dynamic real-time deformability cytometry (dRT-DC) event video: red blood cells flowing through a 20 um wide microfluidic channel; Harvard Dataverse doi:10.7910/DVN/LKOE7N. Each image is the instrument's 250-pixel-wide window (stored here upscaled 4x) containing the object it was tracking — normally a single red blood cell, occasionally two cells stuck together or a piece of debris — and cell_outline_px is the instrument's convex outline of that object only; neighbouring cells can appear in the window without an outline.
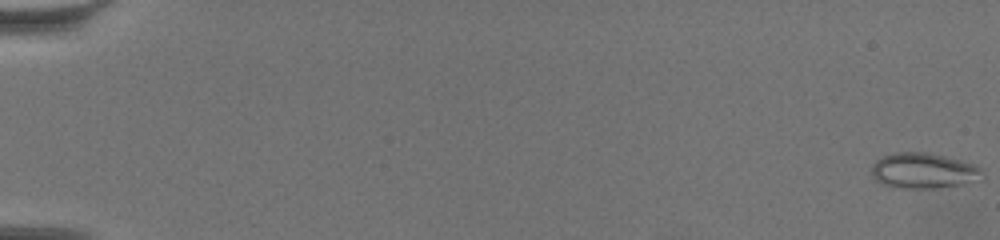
{"species": "common noctule bat (a hibernating species)", "species_latin": "Nyctalus noctula", "temperature_condition": "warm", "stored_images_in_passage": 64, "camera_frame_rate_fps": 3000, "um_per_image_px": 0.085, "animal": {"sex": "female", "body_mass_g": 19.5, "forearm_length_mm": 54.1}, "frame": {"image": 1, "passage_image": 1, "time_ms": 0.0, "image_size_px": [1000, 240], "cell_outline_px": [[984, 180], [960, 184], [932, 188], [892, 188], [876, 180], [872, 176], [872, 164], [876, 160], [884, 156], [896, 152], [924, 152], [944, 156], [976, 164], [980, 168]], "centroid_in_image_um": [78.5, 14.51], "position_along_channel_um": 6.5, "area_um2": 22.95}}
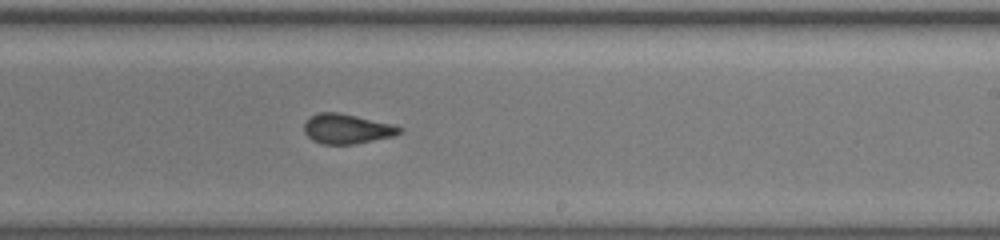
{"frame": {"image": 2, "passage_image": 41, "time_ms": 13.333, "image_size_px": [1000, 240], "cell_outline_px": [[404, 132], [392, 136], [356, 144], [320, 144], [312, 140], [304, 132], [304, 124], [312, 116], [320, 112], [340, 112], [392, 124], [404, 128]], "centroid_in_image_um": [29.51, 10.95], "position_along_channel_um": 259.5, "area_um2": 16.59}}
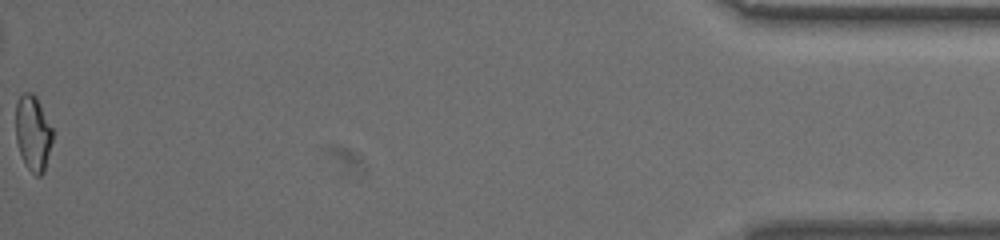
{"frame": {"image": 3, "passage_image": 64, "time_ms": 21.0, "image_size_px": [1000, 240], "cell_outline_px": [[52, 140], [44, 172], [40, 176], [36, 176], [24, 164], [16, 140], [16, 104], [20, 96], [24, 92], [32, 92], [36, 96], [52, 128]], "centroid_in_image_um": [2.79, 11.31], "position_along_channel_um": 432.4, "area_um2": 16.07}, "authors_computed_cell_mechanics": {"area_um2": 16.6464, "velocity_mm_per_s": 3.4198, "shape_relaxation_time_tau1_ms": null, "shape_relaxation_time_tau2_ms": 1.4323, "deformation_change_tau1": null, "deformation_change_tau2": 0.0651}}